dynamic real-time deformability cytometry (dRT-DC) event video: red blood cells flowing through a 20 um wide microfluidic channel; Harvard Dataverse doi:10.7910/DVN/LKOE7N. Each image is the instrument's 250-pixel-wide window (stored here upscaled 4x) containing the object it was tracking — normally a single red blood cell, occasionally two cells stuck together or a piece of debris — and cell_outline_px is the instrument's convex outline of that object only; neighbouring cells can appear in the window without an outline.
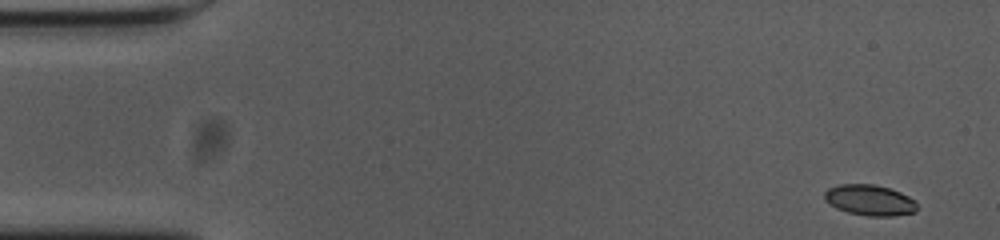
{"species": "common noctule bat (a hibernating species)", "species_latin": "Nyctalus noctula", "temperature_condition": "cold", "stored_images_in_passage": 54, "camera_frame_rate_fps": 3000, "um_per_image_px": 0.085, "animal": {"sex": "female", "body_mass_g": 23.0, "forearm_length_mm": 53.4}, "frame": {"image": 1, "passage_image": 1, "time_ms": 0.0, "image_size_px": [1000, 240], "cell_outline_px": [[916, 212], [892, 216], [868, 216], [848, 212], [836, 208], [824, 200], [824, 192], [828, 188], [840, 184], [872, 184], [888, 188], [900, 192], [916, 200]], "centroid_in_image_um": [73.91, 17.01], "position_along_channel_um": 11.1, "area_um2": 16.59}}
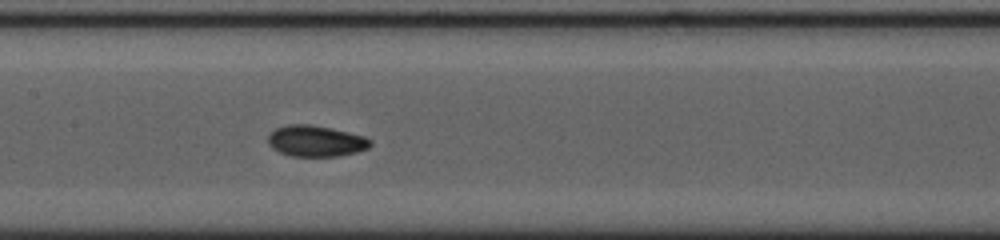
{"frame": {"image": 2, "passage_image": 25, "time_ms": 8.0, "image_size_px": [1000, 240], "cell_outline_px": [[372, 144], [368, 148], [356, 152], [336, 156], [292, 156], [280, 152], [272, 148], [268, 144], [268, 136], [276, 128], [288, 124], [312, 124], [348, 132], [364, 136], [372, 140]], "centroid_in_image_um": [26.84, 11.98], "position_along_channel_um": 180.6, "area_um2": 18.5}}
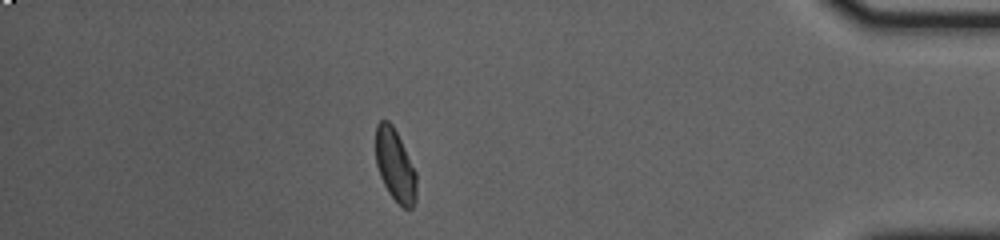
{"frame": {"image": 3, "passage_image": 47, "time_ms": 15.333, "image_size_px": [1000, 240], "cell_outline_px": [[416, 200], [412, 208], [404, 208], [388, 192], [380, 176], [376, 164], [376, 124], [380, 120], [388, 120], [392, 124], [416, 172]], "centroid_in_image_um": [33.58, 14.05], "position_along_channel_um": 401.6, "area_um2": 16.94}, "authors_computed_cell_mechanics": {"area_um2": 17.2533, "velocity_mm_per_s": 3.6363, "shape_relaxation_time_tau1_ms": 6.1798, "shape_relaxation_time_tau2_ms": 2.1563, "deformation_change_tau1": 0.1292, "deformation_change_tau2": 0.0569}}